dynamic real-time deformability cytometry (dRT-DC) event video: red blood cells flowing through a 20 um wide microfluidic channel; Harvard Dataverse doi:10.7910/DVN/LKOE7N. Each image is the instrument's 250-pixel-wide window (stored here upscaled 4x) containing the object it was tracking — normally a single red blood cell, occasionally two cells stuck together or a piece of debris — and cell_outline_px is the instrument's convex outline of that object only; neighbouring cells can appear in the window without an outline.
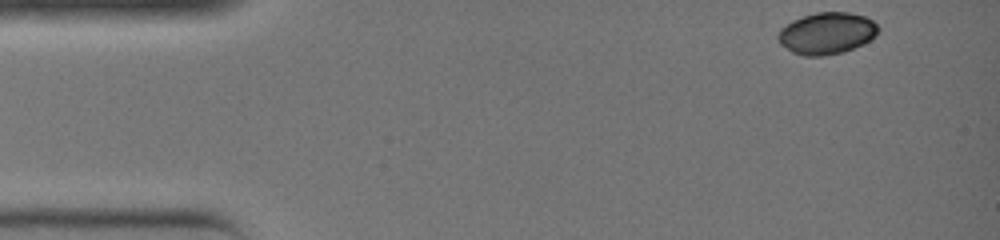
{"species": "common noctule bat (a hibernating species)", "species_latin": "Nyctalus noctula", "temperature_condition": "warm", "stored_images_in_passage": 31, "camera_frame_rate_fps": 3000, "um_per_image_px": 0.085, "animal": {"sex": "female", "body_mass_g": 19.0, "forearm_length_mm": 51.5}, "frame": {"image": 1, "passage_image": 1, "time_ms": 0.0, "image_size_px": [1000, 240], "cell_outline_px": [[880, 28], [876, 36], [864, 44], [844, 52], [824, 56], [804, 56], [792, 52], [780, 44], [776, 40], [776, 36], [780, 28], [792, 20], [816, 12], [848, 12], [864, 16], [872, 20]], "centroid_in_image_um": [70.26, 2.84], "position_along_channel_um": 14.7, "area_um2": 24.68}}
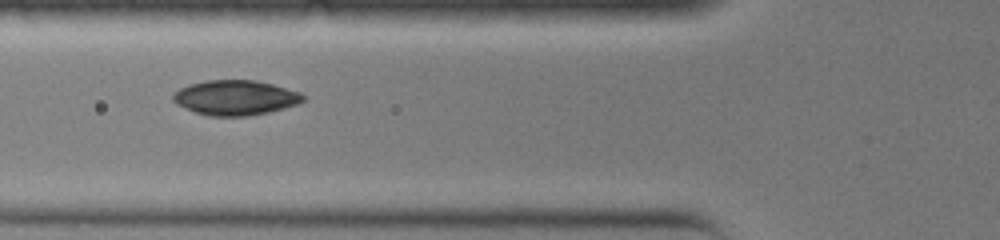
{"frame": {"image": 2, "passage_image": 12, "time_ms": 3.667, "image_size_px": [1000, 240], "cell_outline_px": [[304, 100], [300, 104], [268, 112], [248, 116], [208, 116], [196, 112], [176, 104], [172, 100], [172, 96], [180, 88], [188, 84], [208, 80], [256, 80], [272, 84], [300, 92], [304, 96]], "centroid_in_image_um": [20.01, 8.3], "position_along_channel_um": 105.8, "area_um2": 26.47}}
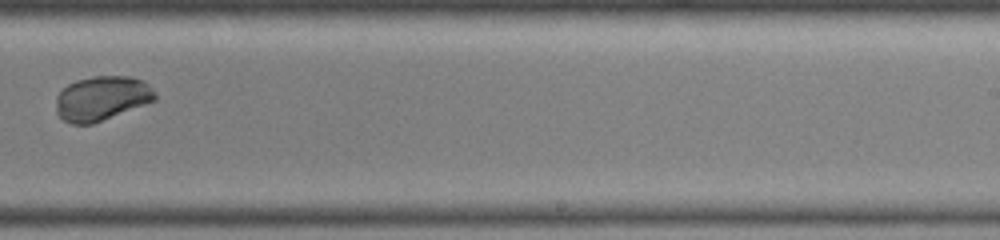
{"frame": {"image": 3, "passage_image": 22, "time_ms": 7.0, "image_size_px": [1000, 240], "cell_outline_px": [[156, 100], [92, 124], [72, 124], [64, 120], [56, 112], [56, 96], [68, 84], [76, 80], [92, 76], [132, 76], [148, 84], [156, 92]], "centroid_in_image_um": [8.64, 8.35], "position_along_channel_um": 280.4, "area_um2": 25.61}}